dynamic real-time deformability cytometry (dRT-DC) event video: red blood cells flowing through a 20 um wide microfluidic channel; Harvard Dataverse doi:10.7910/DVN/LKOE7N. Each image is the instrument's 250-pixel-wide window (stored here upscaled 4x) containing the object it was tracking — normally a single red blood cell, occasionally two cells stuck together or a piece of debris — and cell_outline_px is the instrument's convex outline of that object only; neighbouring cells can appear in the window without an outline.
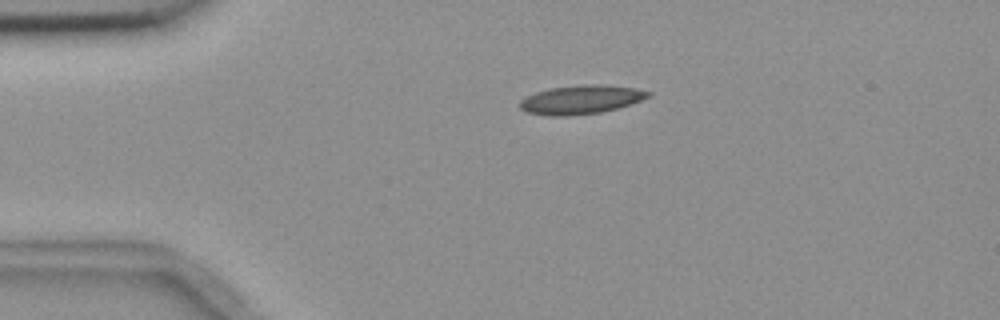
{"species": "common noctule bat (a hibernating species)", "species_latin": "Nyctalus noctula", "temperature_condition": "room temperature", "stored_images_in_passage": 2, "camera_frame_rate_fps": 3000, "um_per_image_px": 0.085, "animal": {"sex": "female", "body_mass_g": 18.4}, "frame": {"image": 1, "passage_image": 1, "time_ms": 0.0, "image_size_px": [1000, 320], "cell_outline_px": [[652, 96], [616, 108], [600, 112], [568, 116], [548, 116], [524, 112], [516, 104], [520, 100], [536, 92], [552, 88], [584, 84], [600, 84], [636, 88], [652, 92]], "centroid_in_image_um": [49.35, 8.47], "position_along_channel_um": 35.7, "area_um2": 21.56}}